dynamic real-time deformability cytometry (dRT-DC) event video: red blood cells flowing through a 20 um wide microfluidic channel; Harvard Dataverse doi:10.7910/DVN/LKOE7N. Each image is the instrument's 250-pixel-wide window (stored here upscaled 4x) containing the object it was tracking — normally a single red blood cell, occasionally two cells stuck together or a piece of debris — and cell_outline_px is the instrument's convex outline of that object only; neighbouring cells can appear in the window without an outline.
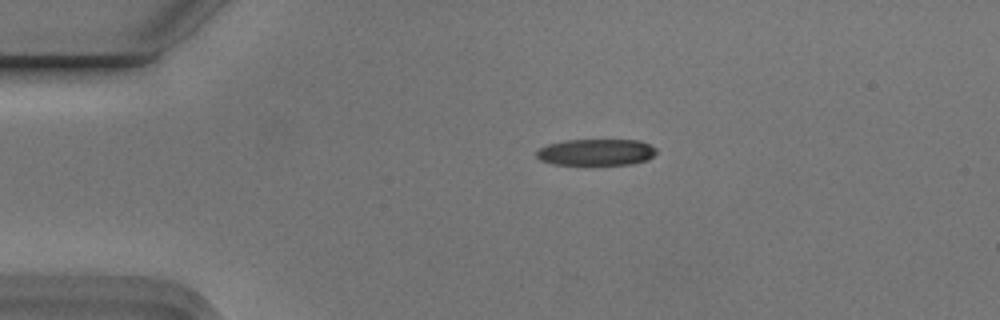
{"species": "Egyptian fruit bat (a non-hibernating species)", "species_latin": "Rousettus aegyptiacus", "temperature_condition": "cold", "stored_images_in_passage": 5, "camera_frame_rate_fps": 3000, "um_per_image_px": 0.085, "animal": {"sex": "male"}, "frame": {"image": 1, "passage_image": 1, "time_ms": 0.0, "image_size_px": [1000, 320], "cell_outline_px": [[656, 152], [648, 160], [632, 164], [552, 164], [540, 160], [536, 156], [536, 152], [540, 148], [548, 144], [564, 140], [640, 140], [656, 148]], "centroid_in_image_um": [50.67, 12.93], "position_along_channel_um": 34.3, "area_um2": 18.44}}
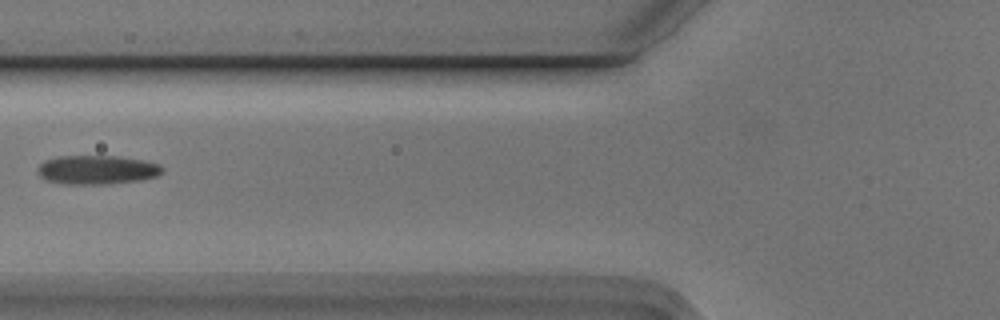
{"frame": {"image": 2, "passage_image": 4, "time_ms": 1.0, "image_size_px": [1000, 320], "cell_outline_px": [[164, 172], [156, 176], [140, 180], [108, 184], [64, 184], [44, 180], [36, 172], [36, 168], [44, 160], [60, 156], [116, 156], [140, 160], [160, 164], [164, 168]], "centroid_in_image_um": [8.21, 14.44], "position_along_channel_um": 117.6, "area_um2": 21.21}}
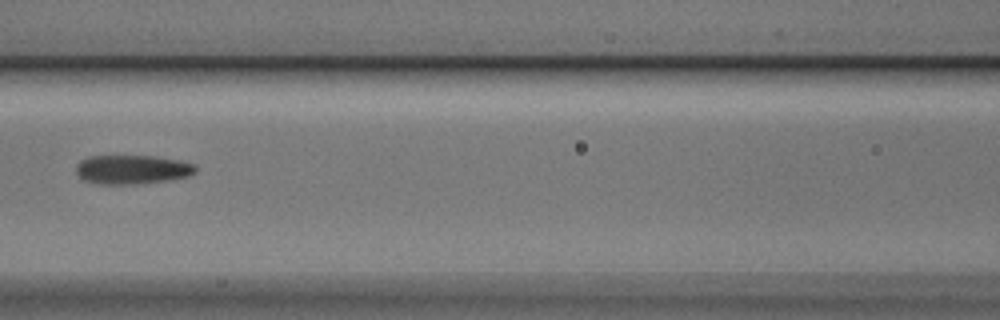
{"frame": {"image": 3, "passage_image": 5, "time_ms": 1.333, "image_size_px": [1000, 320], "cell_outline_px": [[196, 172], [188, 176], [168, 180], [136, 184], [96, 184], [84, 180], [76, 172], [76, 164], [80, 160], [88, 156], [152, 156], [180, 160], [196, 164]], "centroid_in_image_um": [11.23, 14.4], "position_along_channel_um": 155.4, "area_um2": 20.35}}